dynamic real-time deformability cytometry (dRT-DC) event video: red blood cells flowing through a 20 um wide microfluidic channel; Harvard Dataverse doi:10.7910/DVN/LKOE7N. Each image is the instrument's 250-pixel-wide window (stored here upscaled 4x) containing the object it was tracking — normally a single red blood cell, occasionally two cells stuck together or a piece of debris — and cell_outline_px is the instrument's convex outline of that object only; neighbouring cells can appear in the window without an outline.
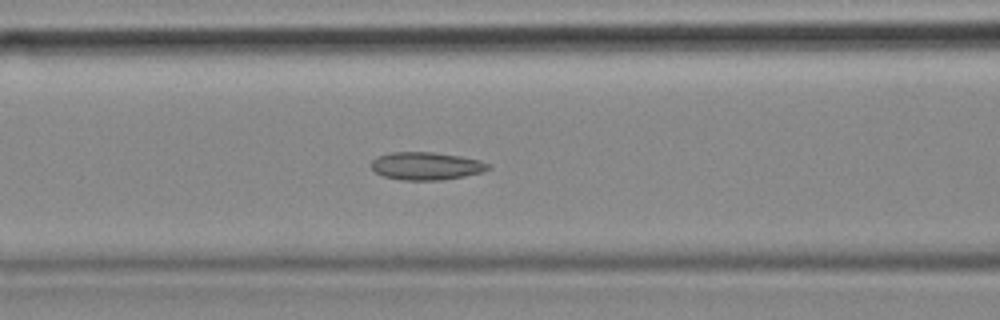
{"species": "common noctule bat (a hibernating species)", "species_latin": "Nyctalus noctula", "temperature_condition": "cold", "stored_images_in_passage": 39, "camera_frame_rate_fps": 3000, "um_per_image_px": 0.085, "animal": {"sex": "female", "body_mass_g": 18.4}, "frame": {"image": 1, "passage_image": 6, "time_ms": 1.667, "image_size_px": [1000, 320], "cell_outline_px": [[492, 168], [484, 172], [464, 176], [440, 180], [404, 180], [384, 176], [376, 172], [372, 168], [372, 160], [376, 156], [388, 152], [436, 152], [460, 156], [480, 160], [492, 164]], "centroid_in_image_um": [36.27, 14.1], "position_along_channel_um": 130.3, "area_um2": 19.13}, "authors_computed_cell_mechanics": {"area_um2": 18.2648, "velocity_mm_per_s": 3.6178, "shape_relaxation_time_tau1_ms": null, "shape_relaxation_time_tau2_ms": 3.4126, "deformation_change_tau1": null, "deformation_change_tau2": 0.0995}}